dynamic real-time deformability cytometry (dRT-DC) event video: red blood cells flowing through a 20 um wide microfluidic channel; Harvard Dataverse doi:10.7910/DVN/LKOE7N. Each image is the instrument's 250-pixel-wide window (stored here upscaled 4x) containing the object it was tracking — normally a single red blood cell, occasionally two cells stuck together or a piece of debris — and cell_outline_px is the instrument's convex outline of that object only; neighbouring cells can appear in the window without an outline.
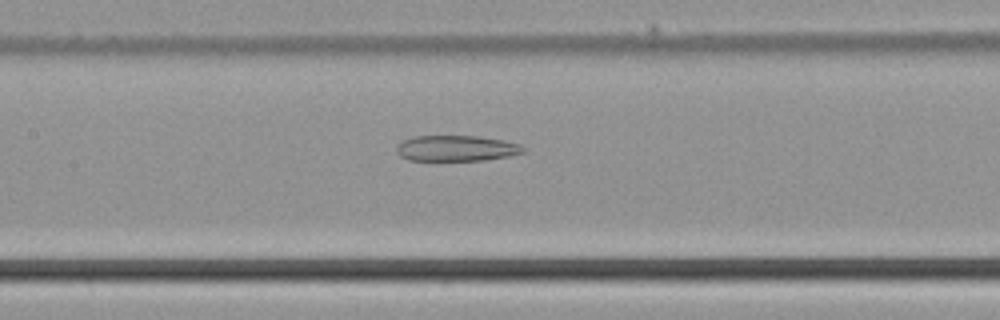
{"species": "common noctule bat (a hibernating species)", "species_latin": "Nyctalus noctula", "temperature_condition": "cold", "stored_images_in_passage": 40, "camera_frame_rate_fps": 3000, "um_per_image_px": 0.085, "animal": {"sex": "male", "body_mass_g": 21.5, "forearm_length_mm": 52.0}, "frame": {"image": 1, "passage_image": 13, "time_ms": 4.0, "image_size_px": [1000, 320], "cell_outline_px": [[524, 152], [508, 156], [484, 160], [408, 160], [400, 156], [396, 152], [396, 144], [404, 140], [416, 136], [480, 136], [504, 140], [520, 144], [524, 148]], "centroid_in_image_um": [38.77, 12.6], "position_along_channel_um": 168.6, "area_um2": 19.02}}
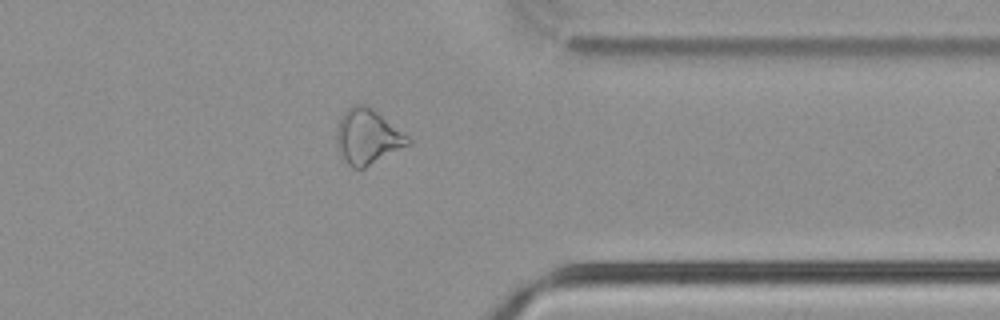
{"frame": {"image": 2, "passage_image": 29, "time_ms": 9.333, "image_size_px": [1000, 320], "cell_outline_px": [[412, 144], [364, 168], [352, 168], [344, 160], [336, 144], [336, 128], [344, 112], [352, 104], [364, 104], [372, 108], [408, 136], [412, 140]], "centroid_in_image_um": [31.25, 11.63], "position_along_channel_um": 380.2, "area_um2": 22.89}}
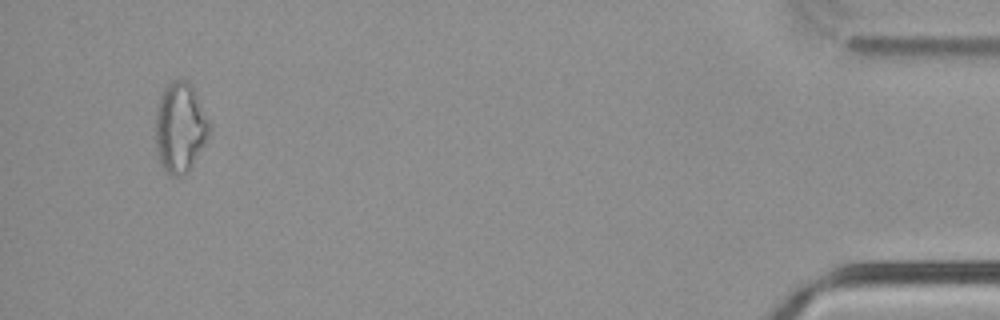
{"frame": {"image": 3, "passage_image": 37, "time_ms": 12.0, "image_size_px": [1000, 320], "cell_outline_px": [[212, 132], [188, 172], [180, 176], [172, 176], [164, 168], [160, 160], [156, 148], [156, 112], [160, 96], [164, 88], [172, 80], [188, 80], [196, 92], [212, 124]], "centroid_in_image_um": [15.36, 10.81], "position_along_channel_um": 419.8, "area_um2": 28.5}}